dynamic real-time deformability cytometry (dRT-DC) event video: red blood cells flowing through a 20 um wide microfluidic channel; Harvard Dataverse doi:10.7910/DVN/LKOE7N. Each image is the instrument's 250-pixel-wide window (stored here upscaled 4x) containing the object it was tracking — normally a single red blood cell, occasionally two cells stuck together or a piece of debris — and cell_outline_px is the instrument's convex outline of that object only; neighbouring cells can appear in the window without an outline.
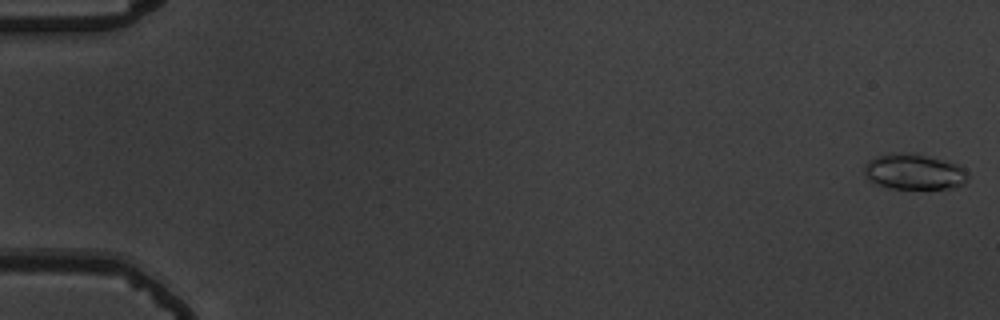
{"species": "common noctule bat (a hibernating species)", "species_latin": "Nyctalus noctula", "temperature_condition": "warm", "stored_images_in_passage": 15, "camera_frame_rate_fps": 3000, "um_per_image_px": 0.085, "animal": {"sex": "male", "body_mass_g": 19.5, "forearm_length_mm": 54.6}, "frame": {"image": 1, "passage_image": 1, "time_ms": 0.0, "image_size_px": [1000, 320], "cell_outline_px": [[968, 180], [964, 184], [956, 188], [888, 188], [876, 184], [868, 180], [864, 176], [864, 164], [872, 156], [892, 152], [908, 152], [956, 164], [964, 168], [968, 172]], "centroid_in_image_um": [77.64, 14.6], "position_along_channel_um": 7.4, "area_um2": 21.79}}